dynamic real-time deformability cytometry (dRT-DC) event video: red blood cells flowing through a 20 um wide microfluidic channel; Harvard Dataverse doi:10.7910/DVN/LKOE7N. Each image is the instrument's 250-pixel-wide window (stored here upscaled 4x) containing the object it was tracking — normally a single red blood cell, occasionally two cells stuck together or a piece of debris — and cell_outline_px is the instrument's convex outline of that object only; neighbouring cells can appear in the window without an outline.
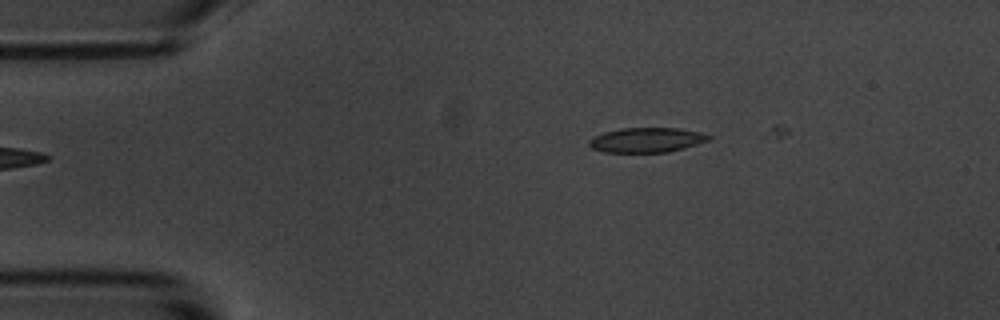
{"species": "common noctule bat (a hibernating species)", "species_latin": "Nyctalus noctula", "temperature_condition": "room temperature", "stored_images_in_passage": 5, "camera_frame_rate_fps": 3000, "um_per_image_px": 0.085, "animal": {"sex": "male", "body_mass_g": 20.1, "forearm_length_mm": 53.5}, "frame": {"image": 1, "passage_image": 5, "time_ms": 5.333, "image_size_px": [1000, 320], "cell_outline_px": [[712, 136], [708, 140], [684, 148], [668, 152], [604, 152], [592, 148], [588, 144], [588, 140], [604, 132], [620, 128], [676, 128], [700, 132]], "centroid_in_image_um": [54.95, 11.9], "position_along_channel_um": 30.1, "area_um2": 17.11}}